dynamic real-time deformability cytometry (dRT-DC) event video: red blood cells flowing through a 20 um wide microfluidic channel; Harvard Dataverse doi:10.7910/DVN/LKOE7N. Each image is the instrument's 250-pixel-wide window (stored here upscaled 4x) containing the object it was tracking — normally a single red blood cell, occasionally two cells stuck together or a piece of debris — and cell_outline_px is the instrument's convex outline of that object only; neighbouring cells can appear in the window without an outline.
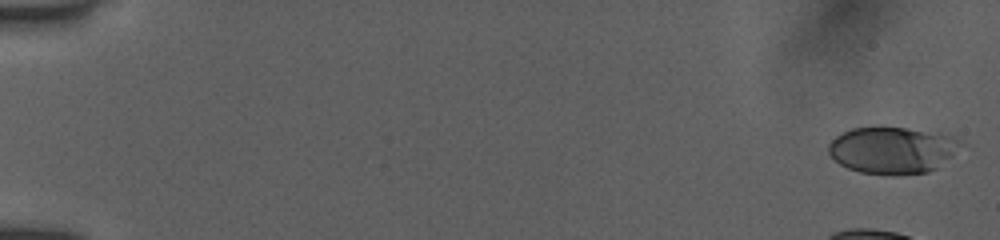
{"species": "human", "species_latin": "Homo sapiens", "temperature_condition": "room temperature", "stored_images_in_passage": 48, "camera_frame_rate_fps": 3000, "um_per_image_px": 0.085, "donor": {"sex": "female"}, "frame": {"image": 1, "passage_image": 1, "time_ms": 0.0, "image_size_px": [1000, 240], "cell_outline_px": [[964, 144], [952, 156], [936, 168], [928, 172], [892, 176], [860, 172], [848, 168], [840, 164], [828, 152], [828, 144], [836, 136], [852, 128], [872, 124], [876, 124], [940, 132], [956, 136]], "centroid_in_image_um": [75.88, 12.72], "position_along_channel_um": 9.1, "area_um2": 37.17}}